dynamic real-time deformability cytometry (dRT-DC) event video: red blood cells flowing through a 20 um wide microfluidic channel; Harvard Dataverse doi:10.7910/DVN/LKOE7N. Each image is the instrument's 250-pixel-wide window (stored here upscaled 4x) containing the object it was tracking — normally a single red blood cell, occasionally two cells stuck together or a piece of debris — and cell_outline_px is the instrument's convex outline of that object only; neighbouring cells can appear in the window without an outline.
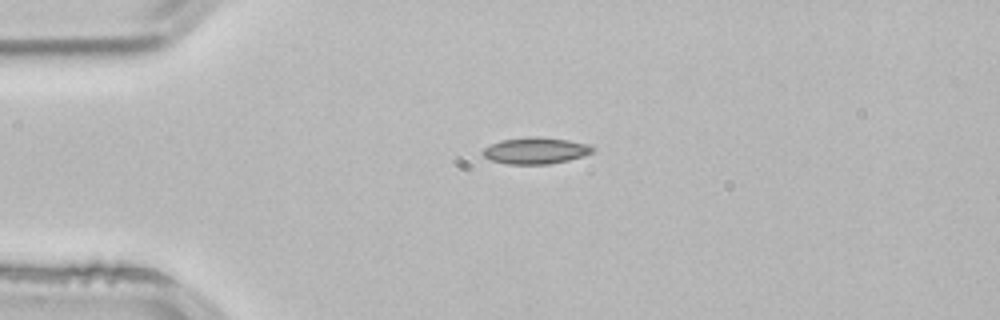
{"species": "common noctule bat (a hibernating species)", "species_latin": "Nyctalus noctula", "temperature_condition": "room temperature", "stored_images_in_passage": 1, "camera_frame_rate_fps": 3000, "um_per_image_px": 0.085, "animal": {"sex": "male", "body_mass_g": 21.5, "forearm_length_mm": 52.0}, "frame": {"image": 1, "passage_image": 1, "time_ms": 0.0, "image_size_px": [1000, 320], "cell_outline_px": [[596, 148], [592, 152], [568, 160], [548, 164], [508, 164], [492, 160], [484, 156], [480, 152], [484, 148], [500, 140], [528, 136], [540, 136], [568, 140], [588, 144]], "centroid_in_image_um": [45.51, 12.79], "position_along_channel_um": 39.5, "area_um2": 16.94}}